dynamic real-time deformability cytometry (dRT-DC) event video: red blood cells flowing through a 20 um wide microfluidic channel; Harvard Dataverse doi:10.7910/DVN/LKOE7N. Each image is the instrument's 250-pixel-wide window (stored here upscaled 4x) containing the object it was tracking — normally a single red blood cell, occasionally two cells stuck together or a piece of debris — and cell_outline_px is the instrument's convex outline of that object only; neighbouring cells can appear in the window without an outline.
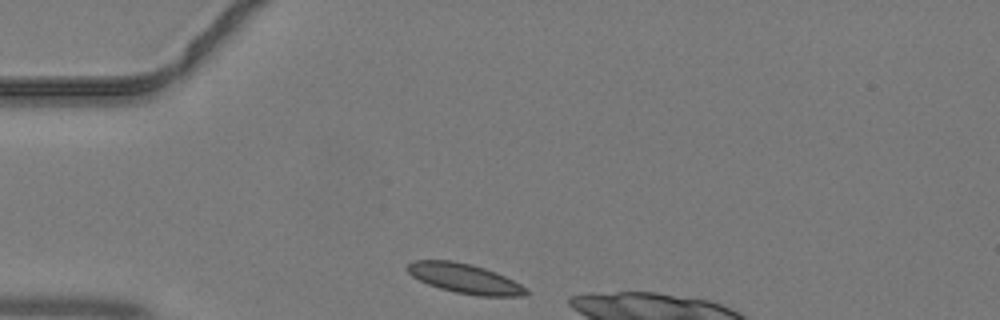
{"species": "common noctule bat (a hibernating species)", "species_latin": "Nyctalus noctula", "temperature_condition": "warm", "stored_images_in_passage": 7, "camera_frame_rate_fps": 3000, "um_per_image_px": 0.085, "animal": {"sex": "male", "body_mass_g": 19.2, "forearm_length_mm": 51.8}, "frame": {"image": 1, "passage_image": 1, "time_ms": 0.0, "image_size_px": [1000, 320], "cell_outline_px": [[532, 292], [528, 296], [476, 296], [456, 292], [440, 288], [428, 284], [412, 276], [404, 268], [412, 260], [452, 260], [472, 264], [496, 272], [528, 288]], "centroid_in_image_um": [39.53, 23.67], "position_along_channel_um": 45.5, "area_um2": 20.75}}
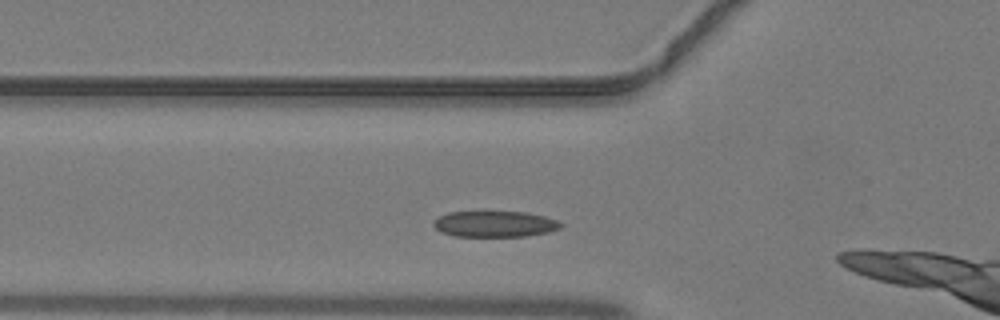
{"frame": {"image": 2, "passage_image": 5, "time_ms": 1.333, "image_size_px": [1000, 320], "cell_outline_px": [[564, 224], [560, 228], [548, 232], [524, 236], [452, 236], [440, 232], [432, 224], [440, 216], [448, 212], [524, 212], [544, 216], [556, 220]], "centroid_in_image_um": [42.05, 19.04], "position_along_channel_um": 83.8, "area_um2": 19.13}}